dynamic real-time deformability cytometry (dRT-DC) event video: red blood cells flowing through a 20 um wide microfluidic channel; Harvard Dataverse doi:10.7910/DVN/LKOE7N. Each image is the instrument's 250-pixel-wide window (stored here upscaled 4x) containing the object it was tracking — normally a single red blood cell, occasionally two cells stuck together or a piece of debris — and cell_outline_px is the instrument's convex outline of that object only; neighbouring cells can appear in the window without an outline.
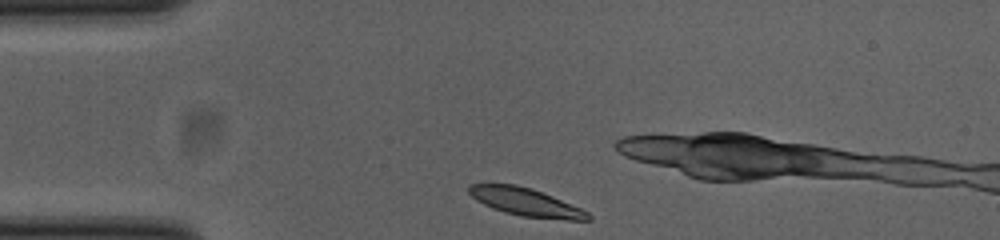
{"species": "common noctule bat (a hibernating species)", "species_latin": "Nyctalus noctula", "temperature_condition": "cold", "stored_images_in_passage": 34, "camera_frame_rate_fps": 3000, "um_per_image_px": 0.085, "animal": {"sex": "female", "body_mass_g": 23.0, "forearm_length_mm": 53.4}, "frame": {"image": 1, "passage_image": 1, "time_ms": 0.0, "image_size_px": [1000, 240], "cell_outline_px": [[592, 220], [568, 220], [524, 216], [504, 212], [492, 208], [476, 200], [468, 192], [468, 184], [516, 184], [532, 188], [552, 196], [580, 208], [588, 212], [592, 216]], "centroid_in_image_um": [44.69, 17.17], "position_along_channel_um": 40.3, "area_um2": 19.25}}
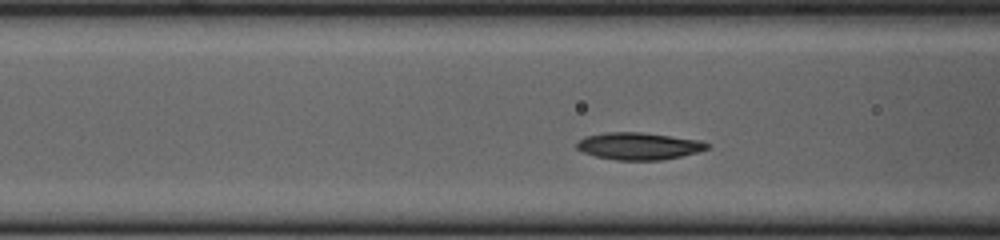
{"frame": {"image": 2, "passage_image": 9, "time_ms": 2.667, "image_size_px": [1000, 240], "cell_outline_px": [[712, 144], [708, 148], [700, 152], [660, 160], [616, 160], [596, 156], [584, 152], [576, 148], [576, 144], [584, 136], [604, 132], [640, 132], [700, 140]], "centroid_in_image_um": [54.31, 12.41], "position_along_channel_um": 112.3, "area_um2": 20.63}}
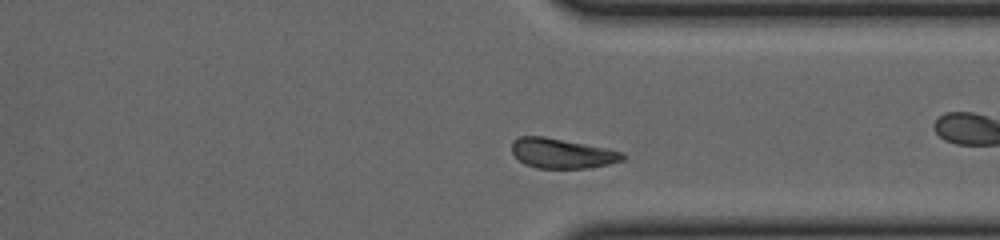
{"frame": {"image": 3, "passage_image": 29, "time_ms": 9.333, "image_size_px": [1000, 240], "cell_outline_px": [[624, 160], [608, 164], [588, 168], [536, 168], [524, 164], [512, 152], [512, 140], [520, 136], [544, 136], [608, 148], [624, 152]], "centroid_in_image_um": [47.77, 13.03], "position_along_channel_um": 363.6, "area_um2": 19.36}, "authors_computed_cell_mechanics": {"area_um2": 19.7098, "velocity_mm_per_s": 3.773, "shape_relaxation_time_tau1_ms": 1.6895, "shape_relaxation_time_tau2_ms": null, "deformation_change_tau1": 0.0528, "deformation_change_tau2": null}}